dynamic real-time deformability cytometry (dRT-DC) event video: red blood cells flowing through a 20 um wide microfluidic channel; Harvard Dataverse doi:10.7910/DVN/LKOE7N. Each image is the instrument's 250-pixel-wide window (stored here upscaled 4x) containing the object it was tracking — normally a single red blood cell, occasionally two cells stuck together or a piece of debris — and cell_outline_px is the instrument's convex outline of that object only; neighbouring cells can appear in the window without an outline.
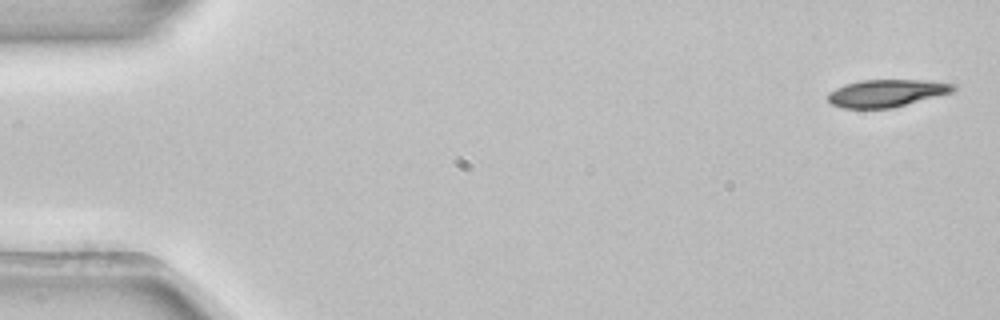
{"species": "common noctule bat (a hibernating species)", "species_latin": "Nyctalus noctula", "temperature_condition": "room temperature", "stored_images_in_passage": 5, "segment_of_instrument_passage": [1, 2], "camera_frame_rate_fps": 3000, "um_per_image_px": 0.085, "animal": {"sex": "female", "body_mass_g": 22.7, "forearm_length_mm": 54.2}, "frame": {"image": 1, "passage_image": 1, "time_ms": 0.0, "image_size_px": [1000, 320], "cell_outline_px": [[956, 88], [952, 92], [892, 108], [844, 108], [832, 104], [828, 100], [828, 92], [844, 84], [860, 80], [924, 80], [952, 84]], "centroid_in_image_um": [75.31, 7.91], "position_along_channel_um": 9.7, "area_um2": 19.83}}